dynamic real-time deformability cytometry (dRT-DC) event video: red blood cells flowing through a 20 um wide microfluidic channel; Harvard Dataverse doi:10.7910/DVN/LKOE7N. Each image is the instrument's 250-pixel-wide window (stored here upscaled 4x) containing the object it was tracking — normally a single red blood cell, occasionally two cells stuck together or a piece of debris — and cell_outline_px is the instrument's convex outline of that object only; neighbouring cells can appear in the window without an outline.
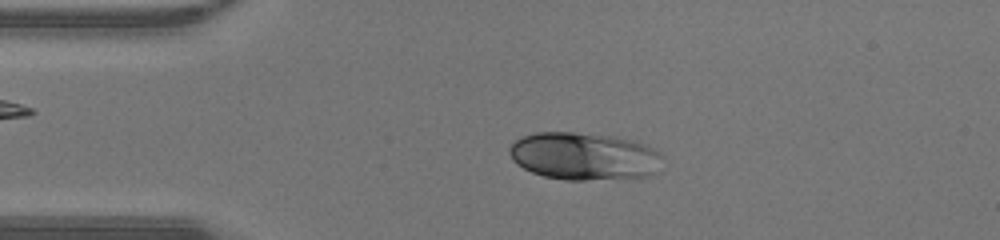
{"species": "human", "species_latin": "Homo sapiens", "temperature_condition": "warm", "stored_images_in_passage": 45, "camera_frame_rate_fps": 3000, "um_per_image_px": 0.085, "donor": {"sex": "male"}, "frame": {"image": 1, "passage_image": 9, "time_ms": 2.667, "image_size_px": [1000, 240], "cell_outline_px": [[664, 156], [660, 172], [648, 176], [584, 180], [564, 180], [544, 176], [532, 172], [516, 164], [512, 160], [508, 152], [508, 148], [512, 140], [520, 136], [536, 132], [576, 132], [612, 136], [636, 140], [660, 152]], "centroid_in_image_um": [49.65, 13.27], "position_along_channel_um": 35.4, "area_um2": 43.23}}
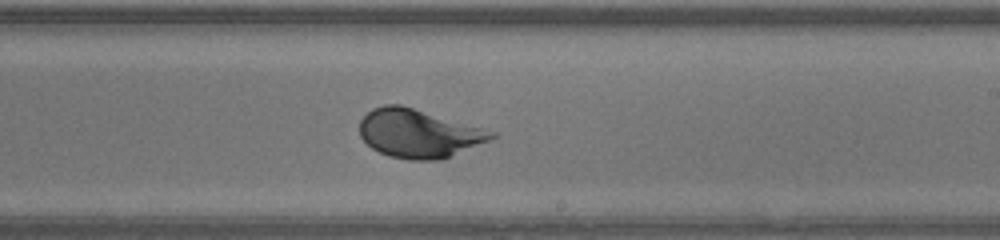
{"frame": {"image": 2, "passage_image": 26, "time_ms": 8.333, "image_size_px": [1000, 240], "cell_outline_px": [[496, 136], [488, 140], [440, 160], [408, 160], [388, 156], [372, 148], [360, 136], [360, 120], [372, 108], [384, 104], [400, 104], [484, 128], [496, 132]], "centroid_in_image_um": [35.55, 11.33], "position_along_channel_um": 253.5, "area_um2": 36.93}}
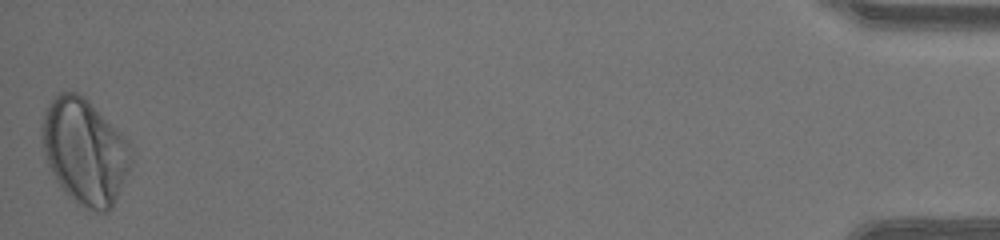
{"frame": {"image": 3, "passage_image": 45, "time_ms": 14.667, "image_size_px": [1000, 240], "cell_outline_px": [[132, 160], [128, 172], [116, 200], [112, 208], [108, 212], [96, 212], [84, 208], [76, 204], [60, 188], [44, 156], [40, 128], [44, 112], [52, 96], [56, 92], [76, 92], [84, 96], [132, 144]], "centroid_in_image_um": [7.19, 12.88], "position_along_channel_um": 428.0, "area_um2": 55.49}, "authors_computed_cell_mechanics": {"area_um2": 41.038, "velocity_mm_per_s": 4.4066, "shape_relaxation_time_tau1_ms": 2.2268, "shape_relaxation_time_tau2_ms": null, "deformation_change_tau1": 0.1632, "deformation_change_tau2": null}}